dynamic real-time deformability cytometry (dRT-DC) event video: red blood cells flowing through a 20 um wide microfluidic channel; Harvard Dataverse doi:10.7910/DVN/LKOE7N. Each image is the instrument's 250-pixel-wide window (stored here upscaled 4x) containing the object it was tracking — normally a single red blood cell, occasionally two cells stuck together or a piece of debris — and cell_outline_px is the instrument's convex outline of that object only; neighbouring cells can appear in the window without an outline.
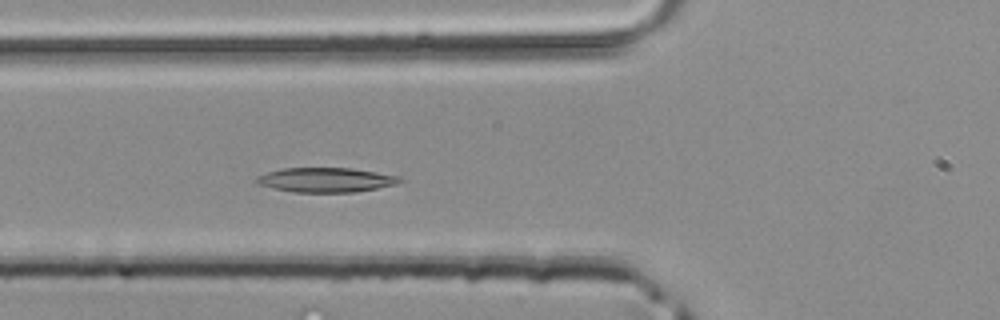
{"species": "common noctule bat (a hibernating species)", "species_latin": "Nyctalus noctula", "temperature_condition": "room temperature", "stored_images_in_passage": 40, "camera_frame_rate_fps": 3000, "um_per_image_px": 0.085, "animal": {"sex": "male", "body_mass_g": 20.4}, "frame": {"image": 1, "passage_image": 12, "time_ms": 3.667, "image_size_px": [1000, 320], "cell_outline_px": [[404, 180], [396, 184], [376, 188], [352, 192], [292, 192], [272, 188], [256, 184], [252, 180], [256, 176], [268, 172], [284, 168], [352, 168], [400, 176]], "centroid_in_image_um": [27.65, 15.29], "position_along_channel_um": 98.2, "area_um2": 20.58}}
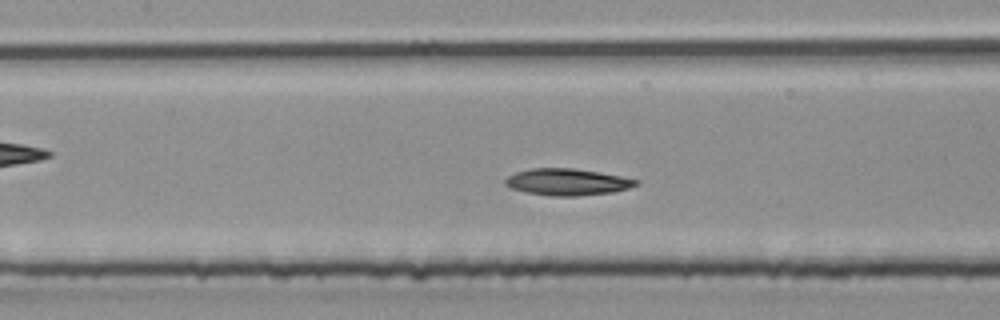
{"frame": {"image": 2, "passage_image": 16, "time_ms": 5.0, "image_size_px": [1000, 320], "cell_outline_px": [[640, 184], [628, 188], [612, 192], [576, 196], [552, 196], [528, 192], [508, 188], [504, 184], [504, 180], [508, 176], [516, 172], [532, 168], [572, 168], [600, 172], [640, 180]], "centroid_in_image_um": [48.21, 15.46], "position_along_channel_um": 159.2, "area_um2": 20.35}}
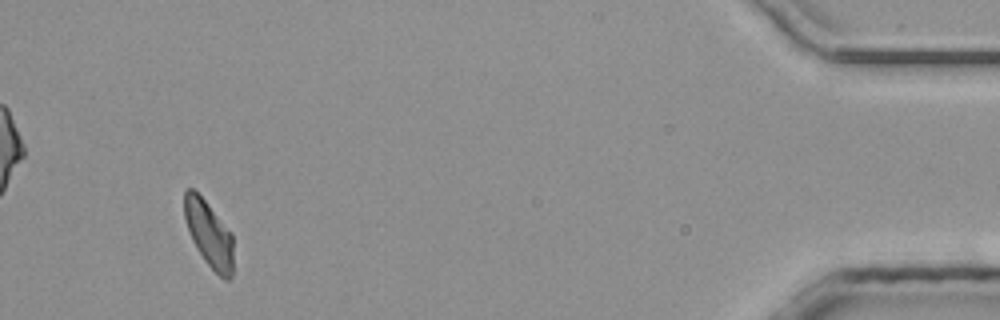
{"frame": {"image": 3, "passage_image": 38, "time_ms": 12.333, "image_size_px": [1000, 320], "cell_outline_px": [[232, 276], [228, 280], [224, 280], [204, 260], [196, 248], [192, 240], [184, 216], [184, 192], [188, 188], [192, 188], [204, 200], [232, 232]], "centroid_in_image_um": [17.76, 19.89], "position_along_channel_um": 417.4, "area_um2": 18.61}}